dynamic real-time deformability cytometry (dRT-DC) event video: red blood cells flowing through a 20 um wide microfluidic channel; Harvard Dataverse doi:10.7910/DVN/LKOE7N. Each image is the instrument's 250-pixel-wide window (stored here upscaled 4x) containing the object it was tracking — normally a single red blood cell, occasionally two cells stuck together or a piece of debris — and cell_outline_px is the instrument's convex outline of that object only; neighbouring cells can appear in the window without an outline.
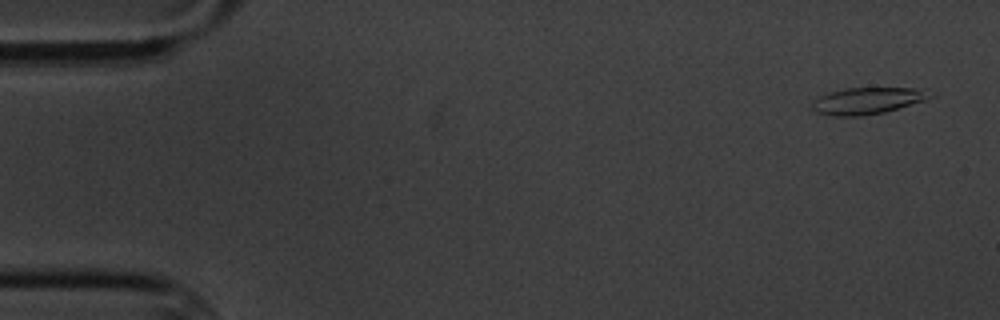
{"species": "common noctule bat (a hibernating species)", "species_latin": "Nyctalus noctula", "temperature_condition": "cold", "stored_images_in_passage": 5, "camera_frame_rate_fps": 3000, "um_per_image_px": 0.085, "animal": {"sex": "male", "body_mass_g": 20.1, "forearm_length_mm": 53.5}, "frame": {"image": 1, "passage_image": 1, "time_ms": 0.0, "image_size_px": [1000, 320], "cell_outline_px": [[936, 96], [924, 100], [884, 112], [860, 116], [832, 116], [816, 112], [812, 108], [812, 104], [820, 96], [828, 92], [844, 88], [912, 88], [936, 92]], "centroid_in_image_um": [73.75, 8.55], "position_along_channel_um": 11.2, "area_um2": 18.26}}